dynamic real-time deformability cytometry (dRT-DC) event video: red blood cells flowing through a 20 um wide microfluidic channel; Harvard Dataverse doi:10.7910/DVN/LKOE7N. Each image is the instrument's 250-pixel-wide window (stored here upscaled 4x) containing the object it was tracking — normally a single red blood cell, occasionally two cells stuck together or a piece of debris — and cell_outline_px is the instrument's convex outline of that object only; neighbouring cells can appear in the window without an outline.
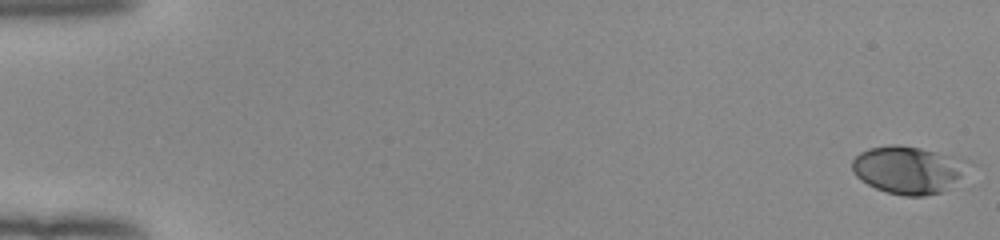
{"species": "human", "species_latin": "Homo sapiens", "temperature_condition": "room temperature", "stored_images_in_passage": 53, "camera_frame_rate_fps": 3000, "um_per_image_px": 0.085, "donor": {"sex": "female"}, "frame": {"image": 1, "passage_image": 1, "time_ms": 0.0, "image_size_px": [1000, 240], "cell_outline_px": [[976, 164], [940, 192], [924, 196], [904, 196], [888, 192], [876, 188], [860, 180], [852, 172], [852, 160], [860, 152], [868, 148], [892, 144], [896, 144], [920, 148], [972, 160]], "centroid_in_image_um": [77.22, 14.41], "position_along_channel_um": 7.8, "area_um2": 32.37}}
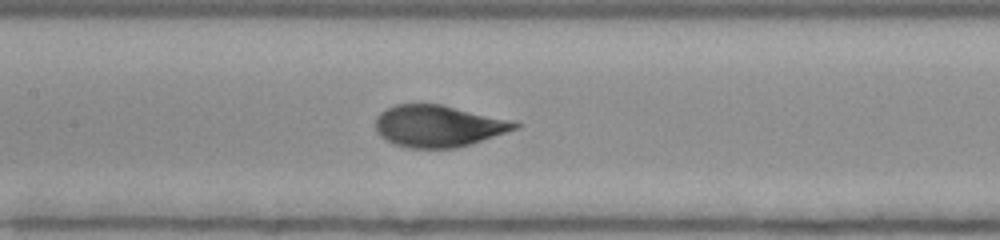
{"frame": {"image": 2, "passage_image": 27, "time_ms": 8.667, "image_size_px": [1000, 240], "cell_outline_px": [[520, 128], [472, 144], [456, 148], [408, 148], [392, 144], [384, 140], [376, 132], [376, 116], [380, 112], [396, 104], [440, 104], [512, 120], [520, 124]], "centroid_in_image_um": [37.25, 10.73], "position_along_channel_um": 170.2, "area_um2": 34.16}}
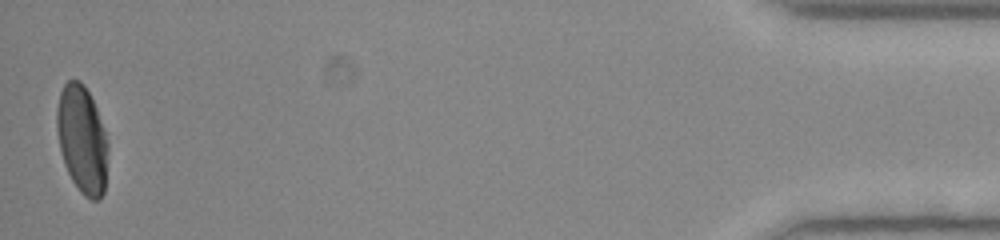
{"frame": {"image": 3, "passage_image": 53, "time_ms": 17.333, "image_size_px": [1000, 240], "cell_outline_px": [[108, 148], [104, 192], [100, 200], [92, 200], [84, 196], [80, 192], [72, 180], [64, 164], [60, 148], [56, 128], [56, 108], [60, 92], [64, 84], [68, 80], [80, 80], [84, 84], [96, 108], [104, 128], [108, 144]], "centroid_in_image_um": [6.97, 11.86], "position_along_channel_um": 428.2, "area_um2": 32.19}, "authors_computed_cell_mechanics": {"area_um2": 33.3506, "velocity_mm_per_s": 3.9511, "shape_relaxation_time_tau1_ms": 3.9858, "shape_relaxation_time_tau2_ms": null, "deformation_change_tau1": 0.2054, "deformation_change_tau2": null}}